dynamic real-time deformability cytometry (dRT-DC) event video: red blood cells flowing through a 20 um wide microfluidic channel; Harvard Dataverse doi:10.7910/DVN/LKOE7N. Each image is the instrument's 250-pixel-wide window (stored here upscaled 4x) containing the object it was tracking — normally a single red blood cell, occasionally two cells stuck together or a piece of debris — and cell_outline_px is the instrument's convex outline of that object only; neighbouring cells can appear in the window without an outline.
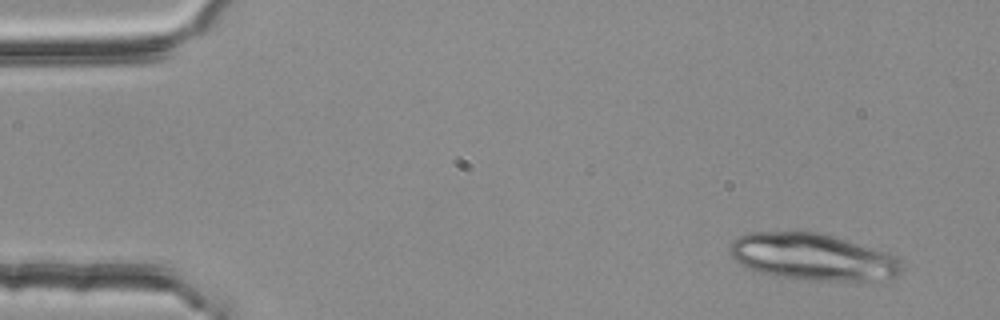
{"species": "common noctule bat (a hibernating species)", "species_latin": "Nyctalus noctula", "temperature_condition": "room temperature", "stored_images_in_passage": 4, "camera_frame_rate_fps": 3000, "um_per_image_px": 0.085, "animal": {"sex": "female", "body_mass_g": 25.1}, "frame": {"image": 1, "passage_image": 1, "time_ms": 0.0, "image_size_px": [1000, 320], "cell_outline_px": [[904, 268], [896, 276], [872, 280], [808, 280], [776, 276], [760, 272], [748, 268], [740, 264], [732, 256], [728, 248], [732, 240], [748, 232], [820, 232], [888, 252], [904, 260]], "centroid_in_image_um": [69.1, 21.83], "position_along_channel_um": 15.9, "area_um2": 46.93}}